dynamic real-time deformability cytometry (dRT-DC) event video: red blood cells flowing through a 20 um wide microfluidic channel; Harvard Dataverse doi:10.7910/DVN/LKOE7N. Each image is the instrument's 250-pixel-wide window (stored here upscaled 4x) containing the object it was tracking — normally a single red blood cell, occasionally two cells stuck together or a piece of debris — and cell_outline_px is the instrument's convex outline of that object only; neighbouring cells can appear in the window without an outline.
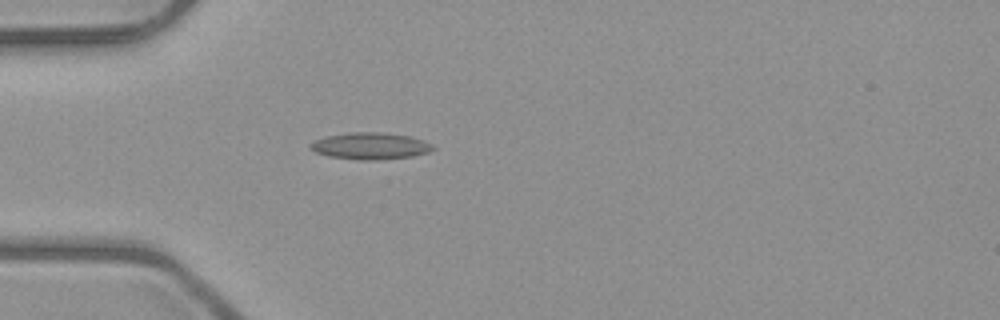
{"species": "common noctule bat (a hibernating species)", "species_latin": "Nyctalus noctula", "temperature_condition": "room temperature", "stored_images_in_passage": 3, "camera_frame_rate_fps": 3000, "um_per_image_px": 0.085, "animal": {"sex": "male", "body_mass_g": 23.1, "forearm_length_mm": 52.7}, "frame": {"image": 1, "passage_image": 3, "time_ms": 2.333, "image_size_px": [1000, 320], "cell_outline_px": [[436, 148], [428, 152], [412, 156], [376, 160], [356, 160], [328, 156], [316, 152], [308, 148], [316, 140], [324, 136], [348, 132], [380, 132], [412, 136], [424, 140], [432, 144]], "centroid_in_image_um": [31.49, 12.4], "position_along_channel_um": 53.5, "area_um2": 19.25}}